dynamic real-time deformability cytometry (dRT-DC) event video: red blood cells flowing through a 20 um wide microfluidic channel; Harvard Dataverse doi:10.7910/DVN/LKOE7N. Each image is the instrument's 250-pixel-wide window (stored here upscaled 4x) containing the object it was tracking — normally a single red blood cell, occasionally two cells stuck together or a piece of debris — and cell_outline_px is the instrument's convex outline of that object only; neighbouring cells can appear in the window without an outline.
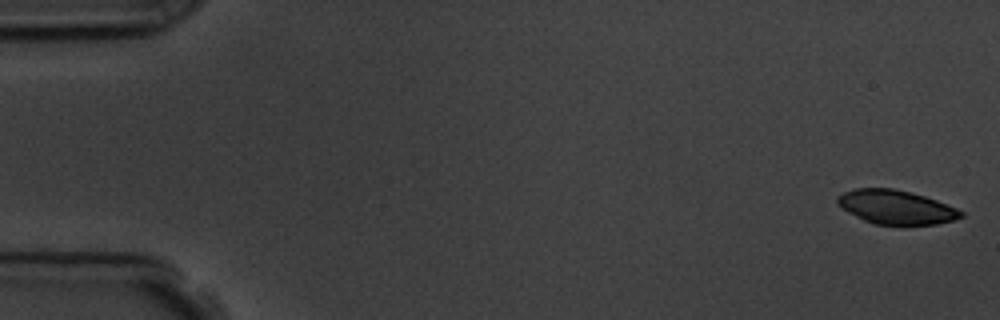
{"species": "common noctule bat (a hibernating species)", "species_latin": "Nyctalus noctula", "temperature_condition": "room temperature", "stored_images_in_passage": 56, "camera_frame_rate_fps": 3000, "um_per_image_px": 0.085, "animal": {"sex": "male", "body_mass_g": 19.5, "forearm_length_mm": 54.6}, "frame": {"image": 1, "passage_image": 1, "time_ms": 0.0, "image_size_px": [1000, 320], "cell_outline_px": [[964, 216], [956, 220], [936, 224], [876, 224], [864, 220], [848, 212], [836, 204], [836, 196], [852, 188], [892, 188], [924, 196], [936, 200], [956, 208], [964, 212]], "centroid_in_image_um": [76.14, 17.6], "position_along_channel_um": 8.9, "area_um2": 24.33}}
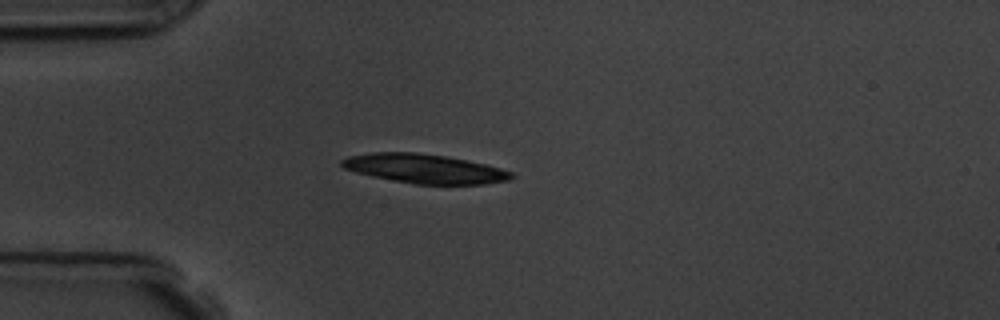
{"frame": {"image": 2, "passage_image": 15, "time_ms": 4.667, "image_size_px": [1000, 320], "cell_outline_px": [[516, 176], [508, 180], [484, 184], [412, 184], [372, 176], [356, 172], [344, 168], [340, 164], [340, 160], [348, 156], [372, 152], [416, 152], [444, 156], [484, 164], [500, 168], [512, 172]], "centroid_in_image_um": [36.05, 14.34], "position_along_channel_um": 48.9, "area_um2": 28.73}}
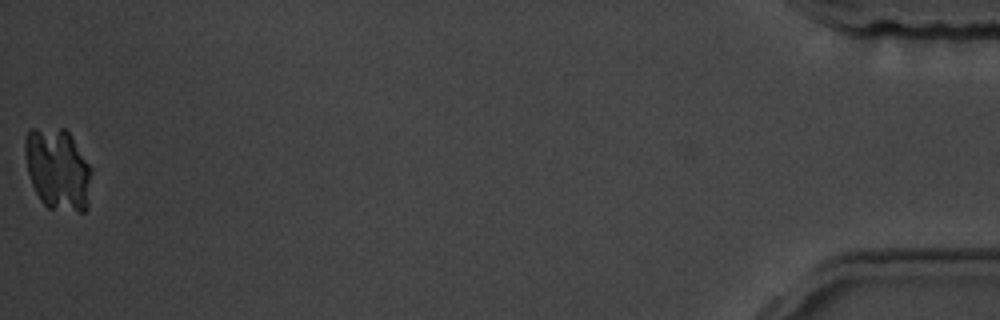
{"frame": {"image": 3, "passage_image": 56, "time_ms": 18.333, "image_size_px": [1000, 320], "cell_outline_px": [[92, 172], [88, 208], [84, 212], [80, 212], [48, 208], [40, 200], [32, 184], [28, 172], [24, 152], [24, 140], [28, 132], [32, 128], [64, 128], [68, 132], [92, 168]], "centroid_in_image_um": [4.92, 14.4], "position_along_channel_um": 430.3, "area_um2": 31.91}}